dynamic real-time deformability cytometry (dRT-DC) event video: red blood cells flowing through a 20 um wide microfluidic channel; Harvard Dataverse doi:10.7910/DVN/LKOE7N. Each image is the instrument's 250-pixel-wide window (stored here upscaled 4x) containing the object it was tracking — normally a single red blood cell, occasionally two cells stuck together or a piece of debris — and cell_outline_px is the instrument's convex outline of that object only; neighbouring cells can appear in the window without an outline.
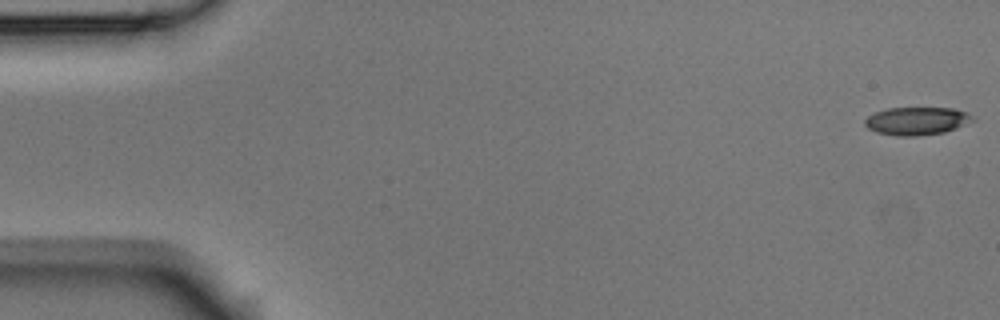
{"species": "Egyptian fruit bat (a non-hibernating species)", "species_latin": "Rousettus aegyptiacus", "temperature_condition": "room temperature", "stored_images_in_passage": 7, "camera_frame_rate_fps": 3000, "um_per_image_px": 0.085, "animal": {"sex": "male"}, "frame": {"image": 1, "passage_image": 1, "time_ms": 0.0, "image_size_px": [1000, 320], "cell_outline_px": [[972, 120], [956, 128], [944, 132], [916, 136], [896, 136], [876, 132], [868, 128], [864, 124], [864, 120], [868, 116], [876, 112], [888, 108], [952, 108], [968, 112], [972, 116]], "centroid_in_image_um": [77.89, 10.28], "position_along_channel_um": 7.1, "area_um2": 17.4}}
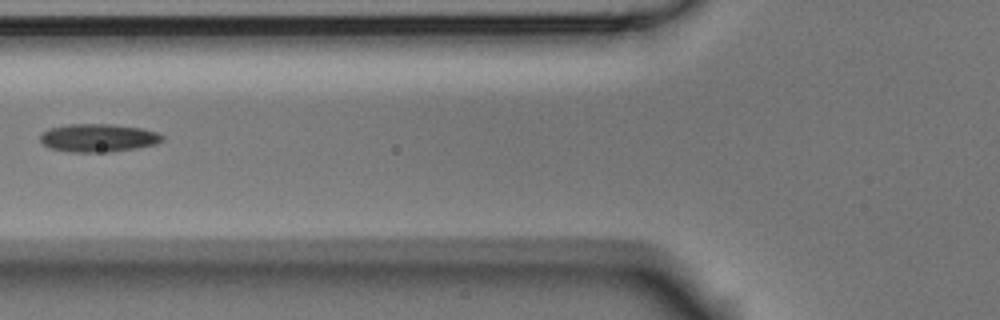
{"frame": {"image": 2, "passage_image": 6, "time_ms": 1.667, "image_size_px": [1000, 320], "cell_outline_px": [[164, 140], [156, 144], [136, 148], [108, 152], [68, 152], [48, 148], [40, 140], [40, 132], [48, 128], [68, 124], [112, 124], [140, 128], [156, 132], [164, 136]], "centroid_in_image_um": [8.31, 11.72], "position_along_channel_um": 117.5, "area_um2": 20.17}}
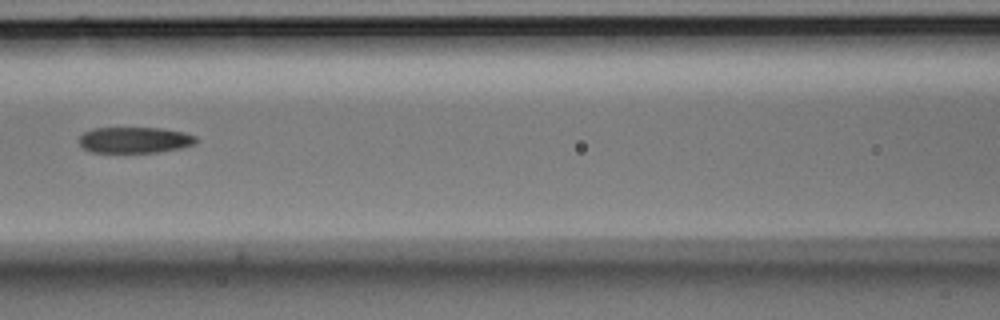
{"frame": {"image": 3, "passage_image": 7, "time_ms": 2.0, "image_size_px": [1000, 320], "cell_outline_px": [[196, 144], [180, 148], [160, 152], [92, 152], [84, 148], [76, 140], [84, 132], [92, 128], [160, 128], [184, 132], [196, 136]], "centroid_in_image_um": [11.44, 11.9], "position_along_channel_um": 155.2, "area_um2": 17.8}}